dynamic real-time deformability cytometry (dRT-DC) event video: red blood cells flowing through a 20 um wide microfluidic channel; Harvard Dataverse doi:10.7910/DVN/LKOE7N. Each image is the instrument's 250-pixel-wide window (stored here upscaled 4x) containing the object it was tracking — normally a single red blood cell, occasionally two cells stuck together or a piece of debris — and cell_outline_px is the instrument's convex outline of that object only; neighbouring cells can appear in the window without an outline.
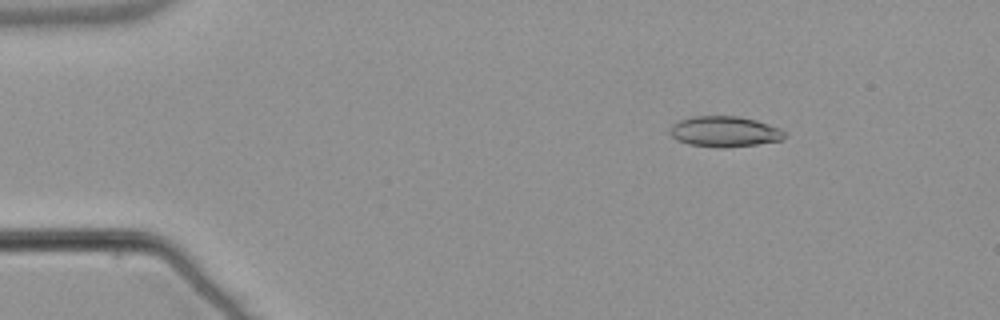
{"species": "common noctule bat (a hibernating species)", "species_latin": "Nyctalus noctula", "temperature_condition": "warm", "stored_images_in_passage": 54, "camera_frame_rate_fps": 3000, "um_per_image_px": 0.085, "animal": {"sex": "male", "body_mass_g": 21.5, "forearm_length_mm": 52.0}, "frame": {"image": 1, "passage_image": 8, "time_ms": 2.333, "image_size_px": [1000, 320], "cell_outline_px": [[788, 136], [784, 140], [756, 144], [724, 148], [720, 148], [688, 144], [676, 140], [668, 132], [668, 128], [672, 124], [680, 120], [692, 116], [736, 116], [756, 120], [780, 128]], "centroid_in_image_um": [61.57, 11.19], "position_along_channel_um": 23.4, "area_um2": 20.69}}
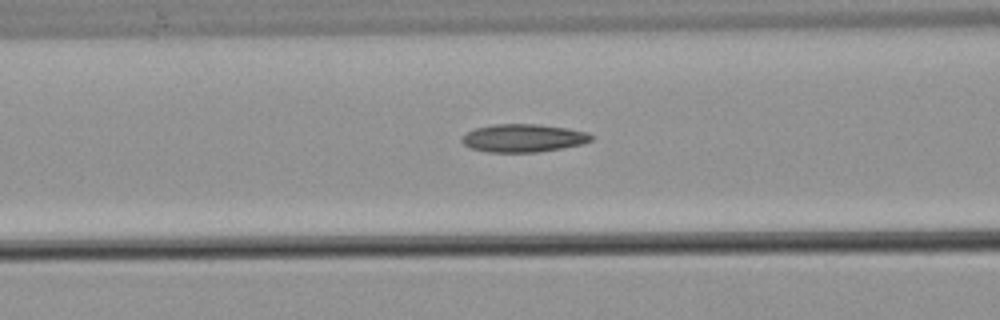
{"frame": {"image": 2, "passage_image": 22, "time_ms": 7.0, "image_size_px": [1000, 320], "cell_outline_px": [[592, 140], [584, 144], [536, 152], [488, 152], [472, 148], [464, 144], [460, 140], [468, 132], [476, 128], [492, 124], [540, 124], [568, 128], [588, 132], [592, 136]], "centroid_in_image_um": [44.51, 11.73], "position_along_channel_um": 122.1, "area_um2": 21.04}}
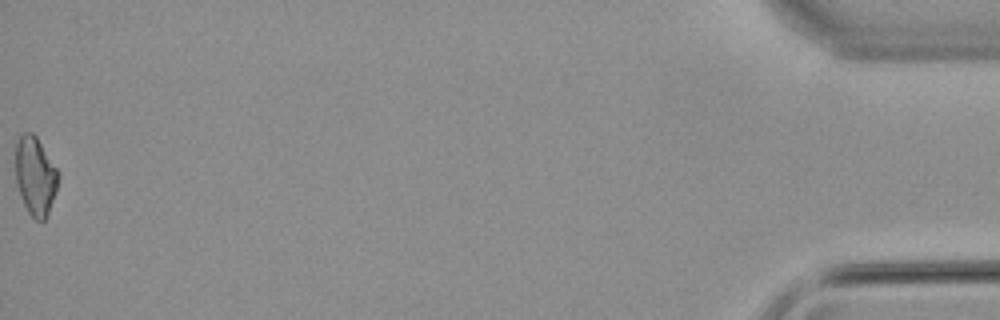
{"frame": {"image": 3, "passage_image": 54, "time_ms": 17.667, "image_size_px": [1000, 320], "cell_outline_px": [[56, 188], [48, 216], [40, 224], [28, 212], [20, 196], [16, 184], [16, 144], [20, 136], [24, 132], [32, 132], [36, 136], [56, 168]], "centroid_in_image_um": [2.97, 14.99], "position_along_channel_um": 432.2, "area_um2": 19.19}, "authors_computed_cell_mechanics": {"area_um2": 20.1722, "velocity_mm_per_s": 3.8557, "shape_relaxation_time_tau1_ms": null, "shape_relaxation_time_tau2_ms": 7.9557, "deformation_change_tau1": null, "deformation_change_tau2": 0.1864}}